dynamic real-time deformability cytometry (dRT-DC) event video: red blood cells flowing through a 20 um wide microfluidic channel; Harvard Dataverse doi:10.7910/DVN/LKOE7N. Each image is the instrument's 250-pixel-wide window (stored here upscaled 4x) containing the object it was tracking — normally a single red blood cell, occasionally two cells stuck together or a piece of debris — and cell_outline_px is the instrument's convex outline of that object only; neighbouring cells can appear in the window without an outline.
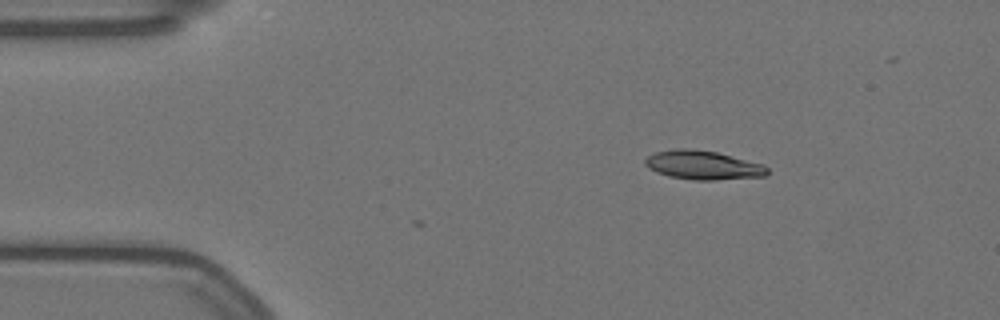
{"species": "Egyptian fruit bat (a non-hibernating species)", "species_latin": "Rousettus aegyptiacus", "temperature_condition": "warm", "stored_images_in_passage": 3, "camera_frame_rate_fps": 3000, "um_per_image_px": 0.085, "animal": {"sex": "female"}, "frame": {"image": 1, "passage_image": 1, "time_ms": 0.0, "image_size_px": [1000, 320], "cell_outline_px": [[768, 172], [764, 176], [716, 180], [696, 180], [668, 176], [656, 172], [648, 168], [644, 164], [644, 160], [648, 156], [656, 152], [676, 148], [688, 148], [716, 152], [764, 164], [768, 168]], "centroid_in_image_um": [59.74, 14.03], "position_along_channel_um": 25.3, "area_um2": 20.58}}